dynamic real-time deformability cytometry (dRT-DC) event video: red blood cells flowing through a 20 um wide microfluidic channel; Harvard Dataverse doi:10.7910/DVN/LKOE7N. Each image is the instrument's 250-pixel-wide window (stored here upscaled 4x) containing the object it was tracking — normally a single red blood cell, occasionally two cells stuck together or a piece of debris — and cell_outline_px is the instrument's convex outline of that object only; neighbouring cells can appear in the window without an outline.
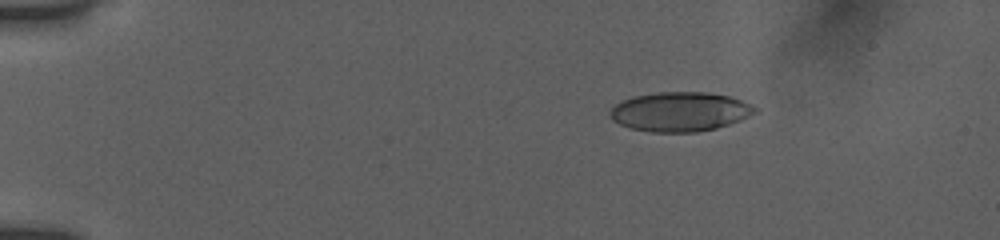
{"species": "human", "species_latin": "Homo sapiens", "temperature_condition": "room temperature", "stored_images_in_passage": 17, "camera_frame_rate_fps": 3000, "um_per_image_px": 0.085, "donor": {"sex": "female"}, "frame": {"image": 1, "passage_image": 1, "time_ms": 0.0, "image_size_px": [1000, 240], "cell_outline_px": [[756, 112], [748, 116], [728, 124], [716, 128], [696, 132], [652, 132], [632, 128], [620, 124], [612, 120], [608, 112], [616, 104], [632, 96], [660, 92], [704, 92], [728, 96], [740, 100], [756, 108]], "centroid_in_image_um": [57.75, 9.49], "position_along_channel_um": 27.2, "area_um2": 32.83}}
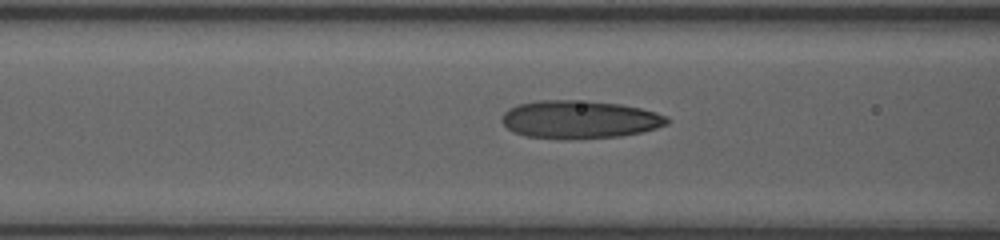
{"frame": {"image": 2, "passage_image": 10, "time_ms": 4.667, "image_size_px": [1000, 240], "cell_outline_px": [[668, 124], [656, 128], [640, 132], [620, 136], [568, 140], [564, 140], [528, 136], [512, 132], [500, 120], [504, 112], [508, 108], [520, 104], [536, 100], [588, 100], [620, 104], [640, 108], [656, 112], [664, 116], [668, 120]], "centroid_in_image_um": [49.22, 10.16], "position_along_channel_um": 117.4, "area_um2": 36.82}}
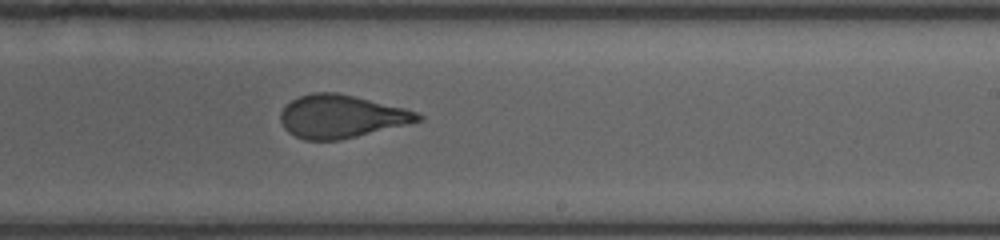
{"frame": {"image": 3, "passage_image": 17, "time_ms": 8.333, "image_size_px": [1000, 240], "cell_outline_px": [[424, 120], [408, 124], [340, 140], [304, 140], [288, 132], [284, 128], [280, 120], [280, 112], [292, 100], [300, 96], [312, 92], [336, 92], [404, 108], [416, 112], [424, 116]], "centroid_in_image_um": [29.0, 9.9], "position_along_channel_um": 260.0, "area_um2": 34.22}}